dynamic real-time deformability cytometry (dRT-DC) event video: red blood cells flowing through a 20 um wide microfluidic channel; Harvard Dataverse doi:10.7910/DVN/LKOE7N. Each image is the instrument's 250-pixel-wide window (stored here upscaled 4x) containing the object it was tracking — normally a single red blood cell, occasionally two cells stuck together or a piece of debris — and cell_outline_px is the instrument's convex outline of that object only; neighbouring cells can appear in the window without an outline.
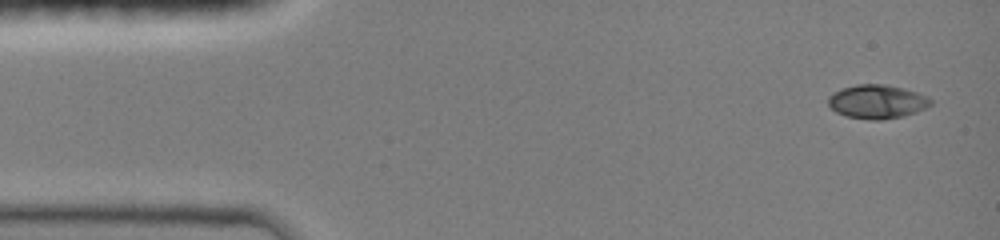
{"species": "common noctule bat (a hibernating species)", "species_latin": "Nyctalus noctula", "temperature_condition": "room temperature", "stored_images_in_passage": 33, "camera_frame_rate_fps": 3000, "um_per_image_px": 0.085, "animal": {"sex": "female", "body_mass_g": 19.0, "forearm_length_mm": 51.5}, "frame": {"image": 1, "passage_image": 1, "time_ms": 0.0, "image_size_px": [1000, 240], "cell_outline_px": [[932, 104], [916, 112], [904, 116], [880, 120], [868, 120], [848, 116], [836, 112], [828, 104], [828, 96], [844, 88], [856, 84], [884, 84], [904, 88], [928, 96], [932, 100]], "centroid_in_image_um": [74.57, 8.64], "position_along_channel_um": 10.4, "area_um2": 20.11}}
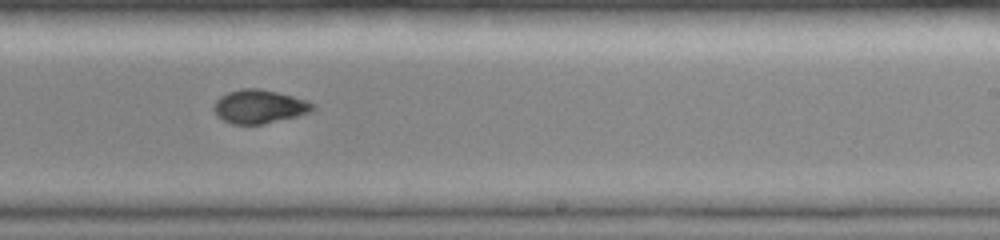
{"frame": {"image": 2, "passage_image": 15, "time_ms": 8.667, "image_size_px": [1000, 240], "cell_outline_px": [[316, 108], [308, 112], [296, 116], [260, 124], [232, 124], [216, 116], [216, 100], [220, 96], [228, 92], [244, 88], [260, 88], [308, 100], [316, 104]], "centroid_in_image_um": [22.06, 9.04], "position_along_channel_um": 266.9, "area_um2": 19.07}}
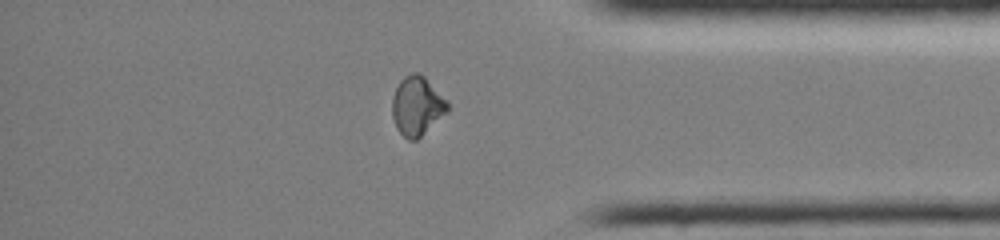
{"frame": {"image": 3, "passage_image": 25, "time_ms": 12.0, "image_size_px": [1000, 240], "cell_outline_px": [[448, 112], [416, 140], [408, 140], [396, 128], [392, 116], [392, 100], [396, 88], [400, 80], [404, 76], [412, 72], [420, 72], [448, 100]], "centroid_in_image_um": [35.45, 8.99], "position_along_channel_um": 399.7, "area_um2": 19.13}, "authors_computed_cell_mechanics": {"area_um2": 19.074, "velocity_mm_per_s": 4.1766, "shape_relaxation_time_tau1_ms": 9.9647, "shape_relaxation_time_tau2_ms": null, "deformation_change_tau1": 0.2757, "deformation_change_tau2": null}}